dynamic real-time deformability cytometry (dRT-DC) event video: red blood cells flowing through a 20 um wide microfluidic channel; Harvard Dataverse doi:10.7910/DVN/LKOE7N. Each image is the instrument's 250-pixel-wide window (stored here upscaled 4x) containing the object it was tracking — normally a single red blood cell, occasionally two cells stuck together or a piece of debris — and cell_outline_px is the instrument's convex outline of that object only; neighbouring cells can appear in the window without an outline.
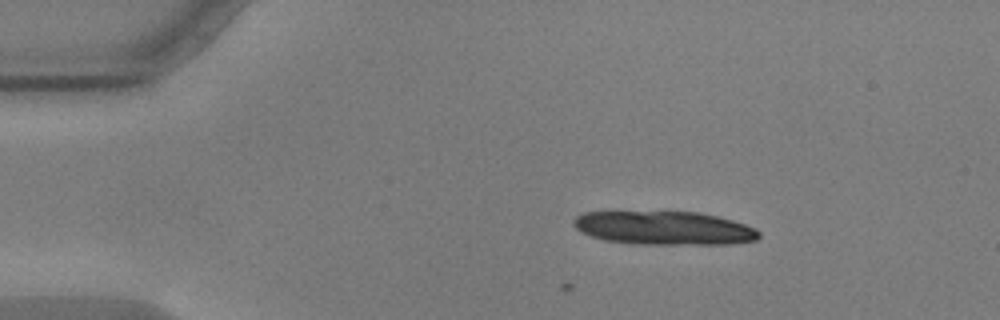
{"species": "common noctule bat (a hibernating species)", "species_latin": "Nyctalus noctula", "temperature_condition": "warm", "stored_images_in_passage": 47, "camera_frame_rate_fps": 3000, "um_per_image_px": 0.085, "animal": {"sex": "male", "body_mass_g": 17.9, "forearm_length_mm": 54.2}, "frame": {"image": 1, "passage_image": 1, "time_ms": 0.0, "image_size_px": [1000, 320], "cell_outline_px": [[760, 236], [756, 240], [728, 244], [632, 244], [604, 240], [580, 232], [572, 224], [572, 220], [576, 216], [584, 212], [700, 212], [732, 220], [756, 228], [760, 232]], "centroid_in_image_um": [56.43, 19.39], "position_along_channel_um": 28.6, "area_um2": 36.36}}
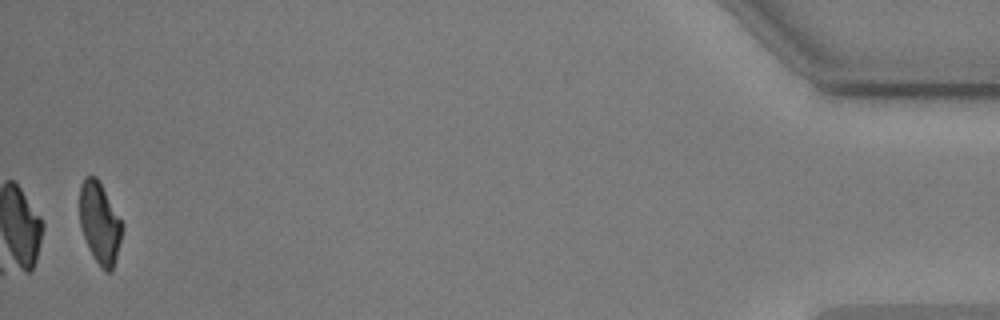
{"frame": {"image": 2, "passage_image": 47, "time_ms": 15.333, "image_size_px": [1000, 320], "cell_outline_px": [[124, 228], [112, 272], [104, 272], [100, 268], [92, 256], [80, 228], [80, 184], [84, 176], [96, 176], [124, 224]], "centroid_in_image_um": [8.48, 18.99], "position_along_channel_um": 426.7, "area_um2": 20.4}}